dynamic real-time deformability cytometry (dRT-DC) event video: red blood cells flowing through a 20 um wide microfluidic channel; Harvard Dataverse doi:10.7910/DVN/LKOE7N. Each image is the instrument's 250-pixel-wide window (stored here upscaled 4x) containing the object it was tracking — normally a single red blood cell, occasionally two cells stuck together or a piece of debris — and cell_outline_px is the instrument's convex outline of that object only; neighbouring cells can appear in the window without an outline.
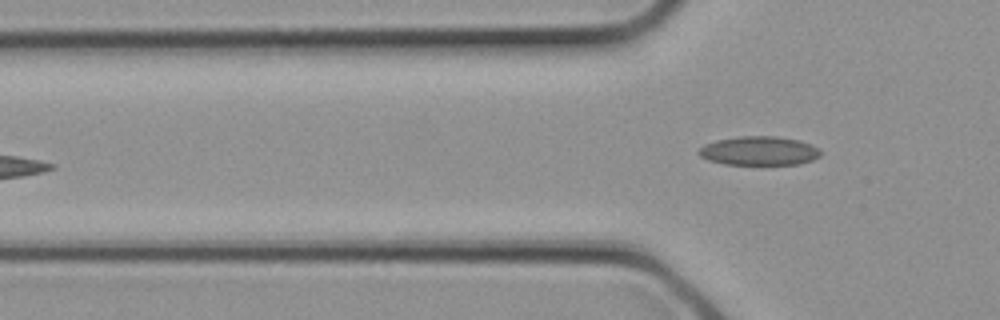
{"species": "common noctule bat (a hibernating species)", "species_latin": "Nyctalus noctula", "temperature_condition": "cold", "stored_images_in_passage": 4, "camera_frame_rate_fps": 3000, "um_per_image_px": 0.085, "animal": {"sex": "female", "body_mass_g": 21.9}, "frame": {"image": 1, "passage_image": 4, "time_ms": 1.0, "image_size_px": [1000, 320], "cell_outline_px": [[824, 152], [820, 156], [812, 160], [800, 164], [724, 164], [708, 160], [700, 156], [696, 152], [704, 144], [716, 140], [736, 136], [776, 136], [800, 140], [812, 144], [820, 148]], "centroid_in_image_um": [64.55, 12.81], "position_along_channel_um": 61.2, "area_um2": 20.87}}